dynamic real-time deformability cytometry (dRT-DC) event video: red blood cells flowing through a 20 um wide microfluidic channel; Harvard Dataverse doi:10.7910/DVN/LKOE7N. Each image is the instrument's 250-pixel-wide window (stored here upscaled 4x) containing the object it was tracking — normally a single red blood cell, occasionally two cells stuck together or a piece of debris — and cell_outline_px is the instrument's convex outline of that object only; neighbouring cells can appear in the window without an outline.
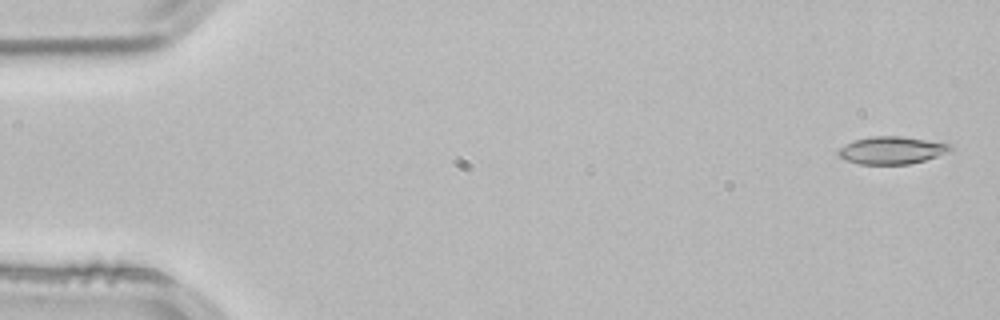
{"species": "common noctule bat (a hibernating species)", "species_latin": "Nyctalus noctula", "temperature_condition": "room temperature", "stored_images_in_passage": 53, "camera_frame_rate_fps": 3000, "um_per_image_px": 0.085, "animal": {"sex": "male", "body_mass_g": 21.5, "forearm_length_mm": 52.0}, "frame": {"image": 1, "passage_image": 2, "time_ms": 0.333, "image_size_px": [1000, 320], "cell_outline_px": [[952, 148], [936, 156], [924, 160], [908, 164], [860, 164], [844, 160], [836, 152], [840, 148], [852, 140], [872, 136], [900, 136], [952, 144]], "centroid_in_image_um": [75.73, 12.77], "position_along_channel_um": 9.3, "area_um2": 17.74}}
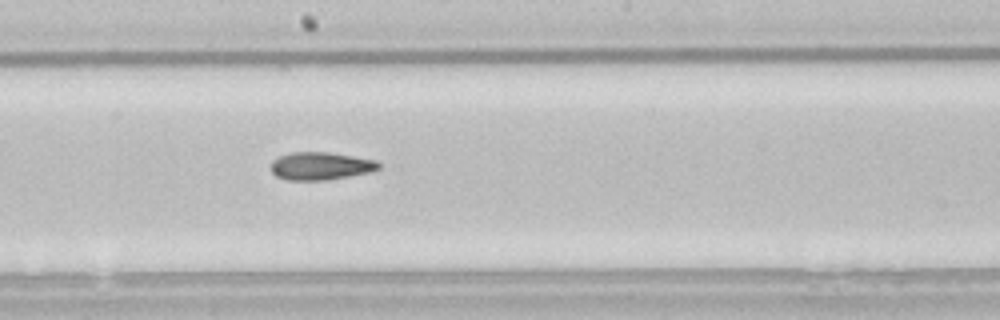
{"frame": {"image": 2, "passage_image": 29, "time_ms": 9.333, "image_size_px": [1000, 320], "cell_outline_px": [[380, 168], [368, 172], [328, 180], [288, 180], [276, 176], [272, 172], [272, 160], [280, 156], [292, 152], [328, 152], [376, 160], [380, 164]], "centroid_in_image_um": [27.24, 14.11], "position_along_channel_um": 221.0, "area_um2": 17.28}}
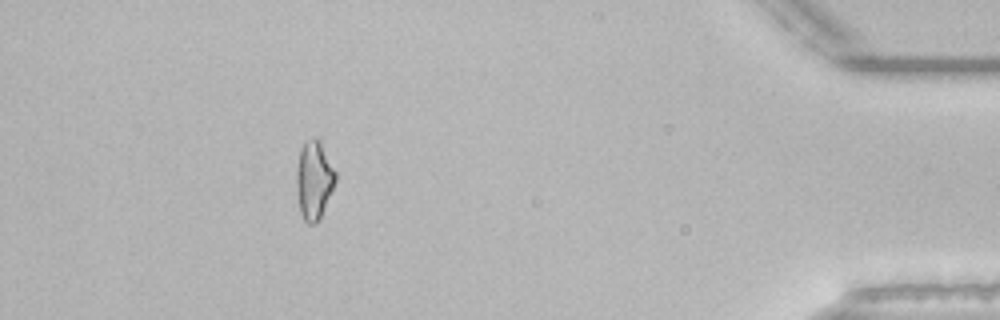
{"frame": {"image": 3, "passage_image": 48, "time_ms": 15.667, "image_size_px": [1000, 320], "cell_outline_px": [[336, 180], [320, 216], [312, 224], [308, 224], [304, 220], [300, 212], [296, 188], [296, 168], [300, 148], [304, 140], [312, 136], [320, 144], [336, 172]], "centroid_in_image_um": [26.64, 15.27], "position_along_channel_um": 408.6, "area_um2": 17.46}, "authors_computed_cell_mechanics": {"area_um2": 17.629, "velocity_mm_per_s": 3.8513, "shape_relaxation_time_tau1_ms": null, "shape_relaxation_time_tau2_ms": 10.8275, "deformation_change_tau1": null, "deformation_change_tau2": 0.2452}}